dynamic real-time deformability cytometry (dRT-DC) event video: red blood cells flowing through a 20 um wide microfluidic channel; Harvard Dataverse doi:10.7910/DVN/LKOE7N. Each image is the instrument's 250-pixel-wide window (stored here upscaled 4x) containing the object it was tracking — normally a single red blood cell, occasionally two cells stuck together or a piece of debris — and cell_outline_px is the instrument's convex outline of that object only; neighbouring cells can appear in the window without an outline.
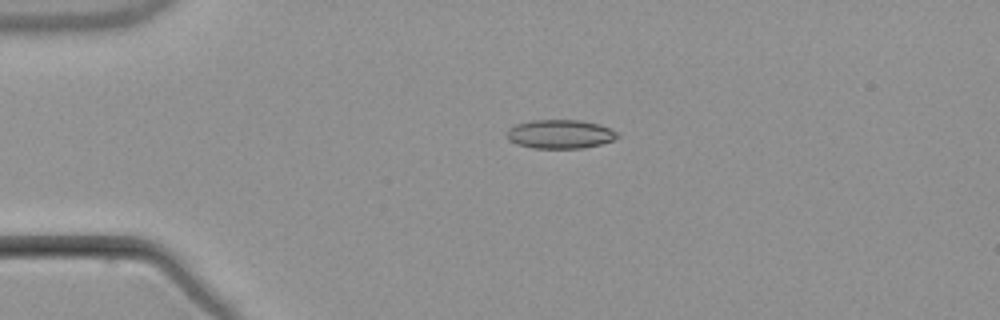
{"species": "common noctule bat (a hibernating species)", "species_latin": "Nyctalus noctula", "temperature_condition": "warm", "stored_images_in_passage": 2, "camera_frame_rate_fps": 3000, "um_per_image_px": 0.085, "animal": {"sex": "male", "body_mass_g": 21.5, "forearm_length_mm": 52.0}, "frame": {"image": 1, "passage_image": 2, "time_ms": 2.0, "image_size_px": [1000, 320], "cell_outline_px": [[620, 136], [616, 140], [600, 144], [580, 148], [532, 148], [516, 144], [508, 140], [508, 128], [516, 124], [532, 120], [580, 120], [600, 124], [616, 132]], "centroid_in_image_um": [47.61, 11.4], "position_along_channel_um": 37.4, "area_um2": 18.61}}